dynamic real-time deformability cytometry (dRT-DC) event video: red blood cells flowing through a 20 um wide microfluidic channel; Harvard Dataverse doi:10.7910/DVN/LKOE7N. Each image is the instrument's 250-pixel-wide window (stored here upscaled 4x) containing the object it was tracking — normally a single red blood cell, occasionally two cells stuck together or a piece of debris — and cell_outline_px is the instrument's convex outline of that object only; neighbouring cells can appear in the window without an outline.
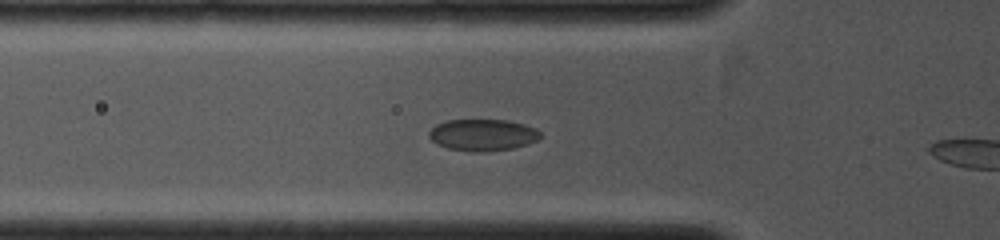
{"species": "common noctule bat (a hibernating species)", "species_latin": "Nyctalus noctula", "temperature_condition": "cold", "stored_images_in_passage": 9, "camera_frame_rate_fps": 4000, "um_per_image_px": 0.085, "animal": {"sex": "female", "body_mass_g": 19.0, "forearm_length_mm": 53.3}, "frame": {"image": 1, "passage_image": 8, "time_ms": 2.25, "image_size_px": [1000, 240], "cell_outline_px": [[544, 136], [536, 140], [512, 148], [484, 152], [476, 152], [448, 148], [436, 144], [428, 136], [428, 132], [436, 124], [448, 120], [508, 120], [524, 124], [536, 128]], "centroid_in_image_um": [41.03, 11.46], "position_along_channel_um": 84.8, "area_um2": 20.52}}